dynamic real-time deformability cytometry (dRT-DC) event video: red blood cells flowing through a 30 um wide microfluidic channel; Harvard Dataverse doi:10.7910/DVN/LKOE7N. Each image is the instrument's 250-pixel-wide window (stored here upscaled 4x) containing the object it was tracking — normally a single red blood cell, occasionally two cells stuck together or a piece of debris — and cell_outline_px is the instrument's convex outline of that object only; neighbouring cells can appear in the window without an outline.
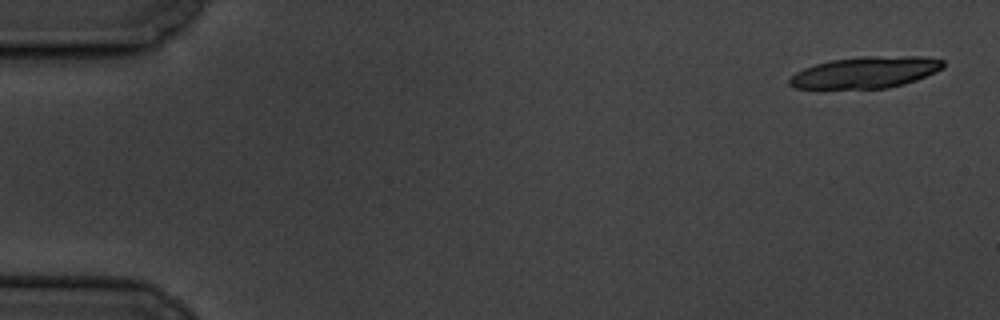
{"species": "common noctule bat (a hibernating species)", "species_latin": "Nyctalus noctula", "temperature_condition": "cold", "stored_images_in_passage": 6, "camera_frame_rate_fps": 3000, "um_per_image_px": 0.085, "animal": {"sex": "male", "body_mass_g": 19.5, "forearm_length_mm": 54.6}, "frame": {"image": 1, "passage_image": 1, "time_ms": 0.0, "image_size_px": [1000, 320], "cell_outline_px": [[944, 68], [936, 72], [916, 80], [904, 84], [888, 88], [824, 92], [792, 88], [788, 84], [788, 80], [796, 72], [804, 68], [816, 64], [832, 60], [864, 56], [924, 56], [944, 60]], "centroid_in_image_um": [73.48, 6.21], "position_along_channel_um": 11.5, "area_um2": 29.59}}